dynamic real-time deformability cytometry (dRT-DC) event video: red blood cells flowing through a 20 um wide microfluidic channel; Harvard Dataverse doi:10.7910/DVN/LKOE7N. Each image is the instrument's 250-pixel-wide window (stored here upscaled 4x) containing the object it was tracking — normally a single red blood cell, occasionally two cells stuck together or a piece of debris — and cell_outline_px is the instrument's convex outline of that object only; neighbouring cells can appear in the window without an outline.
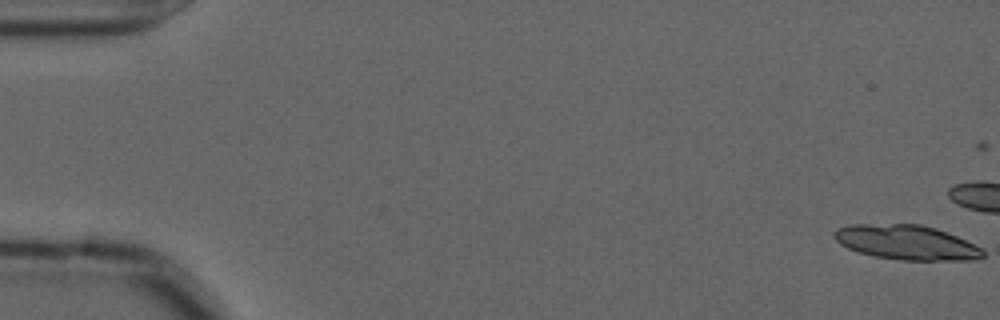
{"species": "common noctule bat (a hibernating species)", "species_latin": "Nyctalus noctula", "temperature_condition": "cold", "stored_images_in_passage": 19, "camera_frame_rate_fps": 3000, "um_per_image_px": 0.085, "animal": {"sex": "male", "forearm_length_mm": 52.5}, "frame": {"image": 1, "passage_image": 1, "time_ms": 0.0, "image_size_px": [1000, 320], "cell_outline_px": [[984, 256], [976, 260], [900, 260], [872, 256], [848, 248], [840, 244], [832, 236], [832, 232], [836, 228], [852, 224], [920, 224], [936, 228], [956, 236], [980, 248], [984, 252]], "centroid_in_image_um": [77.0, 20.6], "position_along_channel_um": 8.0, "area_um2": 30.0}}